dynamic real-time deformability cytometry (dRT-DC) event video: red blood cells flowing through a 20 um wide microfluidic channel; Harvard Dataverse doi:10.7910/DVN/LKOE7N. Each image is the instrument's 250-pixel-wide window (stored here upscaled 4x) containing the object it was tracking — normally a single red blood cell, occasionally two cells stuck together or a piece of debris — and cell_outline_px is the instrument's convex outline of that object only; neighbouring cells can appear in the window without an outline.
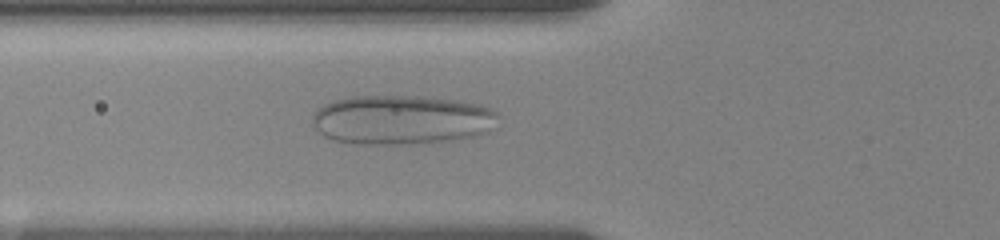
{"species": "human", "species_latin": "Homo sapiens", "temperature_condition": "room temperature", "stored_images_in_passage": 23, "camera_frame_rate_fps": 3000, "um_per_image_px": 0.085, "donor": {"sex": "female"}, "frame": {"image": 1, "passage_image": 20, "time_ms": 6.667, "image_size_px": [1000, 240], "cell_outline_px": [[500, 116], [488, 132], [476, 136], [444, 140], [376, 144], [356, 144], [332, 140], [324, 136], [312, 124], [312, 116], [324, 104], [332, 100], [352, 96], [424, 96], [456, 100], [480, 104], [496, 112]], "centroid_in_image_um": [34.11, 10.16], "position_along_channel_um": 91.7, "area_um2": 53.06}}